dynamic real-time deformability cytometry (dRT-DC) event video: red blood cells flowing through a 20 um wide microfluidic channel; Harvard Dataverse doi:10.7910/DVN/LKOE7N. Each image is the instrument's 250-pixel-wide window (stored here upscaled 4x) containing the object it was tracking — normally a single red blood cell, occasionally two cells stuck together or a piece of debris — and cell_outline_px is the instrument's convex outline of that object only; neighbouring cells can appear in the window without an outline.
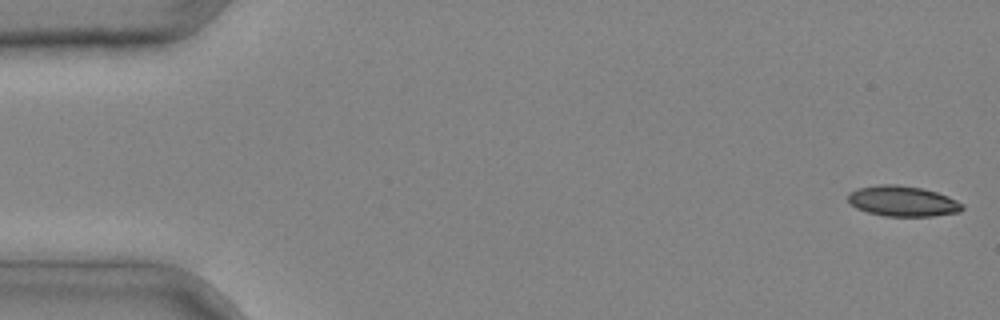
{"species": "common noctule bat (a hibernating species)", "species_latin": "Nyctalus noctula", "temperature_condition": "cold", "stored_images_in_passage": 4, "camera_frame_rate_fps": 3000, "um_per_image_px": 0.085, "animal": {"sex": "male", "body_mass_g": 20.4}, "frame": {"image": 1, "passage_image": 1, "time_ms": 0.0, "image_size_px": [1000, 320], "cell_outline_px": [[964, 208], [960, 212], [932, 216], [884, 216], [868, 212], [856, 208], [848, 200], [848, 192], [856, 188], [876, 184], [896, 184], [920, 188], [936, 192], [948, 196], [964, 204]], "centroid_in_image_um": [76.71, 17.09], "position_along_channel_um": 8.3, "area_um2": 20.4}}
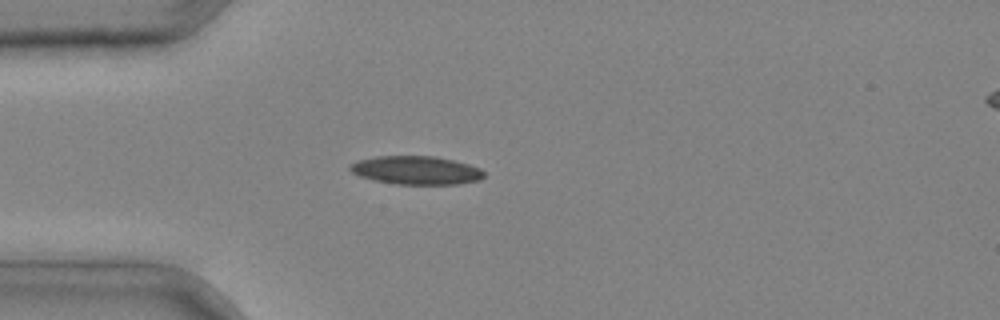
{"frame": {"image": 2, "passage_image": 4, "time_ms": 1.0, "image_size_px": [1000, 320], "cell_outline_px": [[484, 176], [480, 180], [460, 184], [396, 184], [376, 180], [360, 176], [352, 172], [348, 168], [348, 164], [360, 160], [376, 156], [432, 156], [452, 160], [468, 164], [480, 168], [484, 172]], "centroid_in_image_um": [35.38, 14.47], "position_along_channel_um": 49.6, "area_um2": 22.08}}